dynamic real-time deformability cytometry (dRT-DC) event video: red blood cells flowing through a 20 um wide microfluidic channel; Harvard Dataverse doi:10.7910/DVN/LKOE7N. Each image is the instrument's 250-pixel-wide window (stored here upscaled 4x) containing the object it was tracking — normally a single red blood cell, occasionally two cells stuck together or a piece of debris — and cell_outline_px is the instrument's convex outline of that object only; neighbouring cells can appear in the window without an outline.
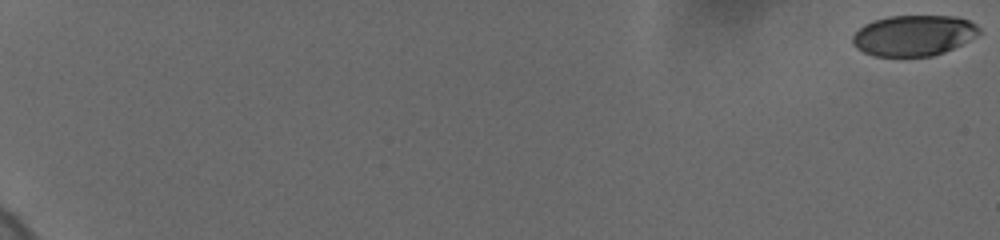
{"species": "human", "species_latin": "Homo sapiens", "temperature_condition": "cold", "stored_images_in_passage": 21, "camera_frame_rate_fps": 3000, "um_per_image_px": 0.085, "donor": {"sex": "female"}, "frame": {"image": 1, "passage_image": 1, "time_ms": 0.0, "image_size_px": [1000, 240], "cell_outline_px": [[980, 32], [976, 36], [944, 52], [932, 56], [876, 56], [864, 52], [856, 48], [852, 44], [852, 36], [864, 24], [872, 20], [888, 16], [956, 16], [968, 20], [976, 24], [980, 28]], "centroid_in_image_um": [77.64, 3.0], "position_along_channel_um": 7.4, "area_um2": 30.0}}
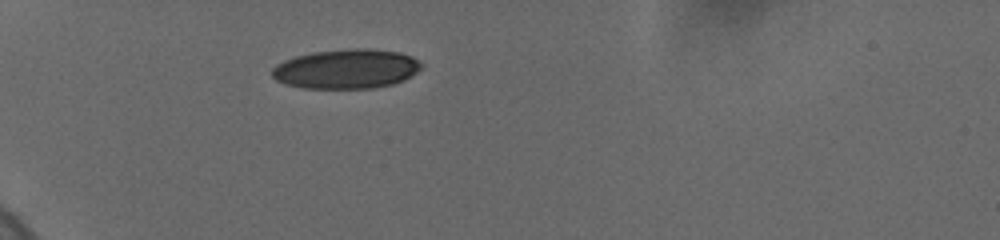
{"frame": {"image": 2, "passage_image": 15, "time_ms": 7.0, "image_size_px": [1000, 240], "cell_outline_px": [[424, 68], [404, 80], [392, 84], [372, 88], [304, 88], [288, 84], [276, 80], [272, 76], [272, 68], [276, 64], [284, 60], [296, 56], [312, 52], [348, 48], [368, 48], [400, 52], [412, 56], [420, 60], [424, 64]], "centroid_in_image_um": [29.49, 5.84], "position_along_channel_um": 55.5, "area_um2": 34.68}}
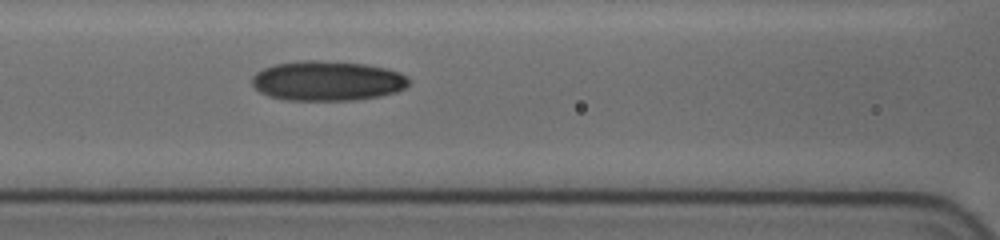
{"frame": {"image": 3, "passage_image": 21, "time_ms": 10.0, "image_size_px": [1000, 240], "cell_outline_px": [[408, 84], [404, 88], [396, 92], [380, 96], [352, 100], [288, 100], [268, 96], [260, 92], [252, 84], [252, 76], [256, 72], [264, 68], [276, 64], [308, 60], [320, 60], [364, 64], [388, 68], [400, 72], [408, 76]], "centroid_in_image_um": [27.83, 6.87], "position_along_channel_um": 138.8, "area_um2": 36.36}}